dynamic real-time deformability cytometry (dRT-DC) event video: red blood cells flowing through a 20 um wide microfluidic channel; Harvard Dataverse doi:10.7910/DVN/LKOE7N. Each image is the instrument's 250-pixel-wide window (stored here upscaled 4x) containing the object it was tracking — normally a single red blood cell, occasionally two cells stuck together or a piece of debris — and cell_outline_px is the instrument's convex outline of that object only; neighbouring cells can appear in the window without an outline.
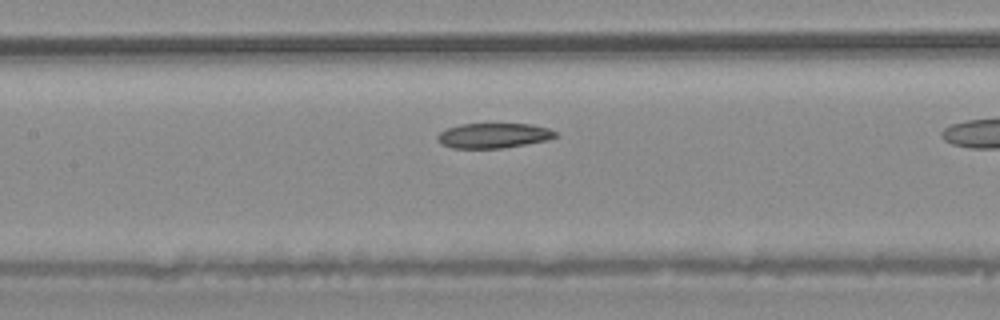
{"species": "common noctule bat (a hibernating species)", "species_latin": "Nyctalus noctula", "temperature_condition": "warm", "stored_images_in_passage": 20, "camera_frame_rate_fps": 3000, "um_per_image_px": 0.085, "animal": {"sex": "male", "body_mass_g": 20.4}, "frame": {"image": 1, "passage_image": 6, "time_ms": 1.667, "image_size_px": [1000, 320], "cell_outline_px": [[556, 136], [548, 140], [504, 148], [452, 148], [440, 144], [436, 140], [436, 136], [440, 132], [448, 128], [460, 124], [532, 124], [548, 128], [556, 132]], "centroid_in_image_um": [41.92, 11.53], "position_along_channel_um": 165.5, "area_um2": 17.22}}
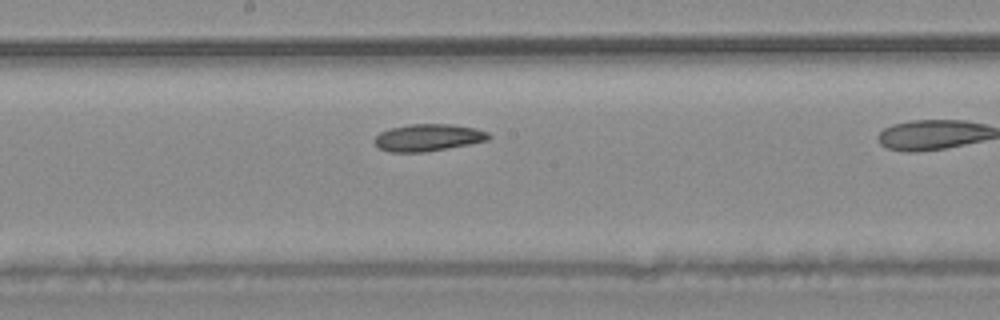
{"frame": {"image": 2, "passage_image": 9, "time_ms": 2.667, "image_size_px": [1000, 320], "cell_outline_px": [[492, 136], [488, 140], [448, 148], [424, 152], [388, 152], [380, 148], [376, 144], [376, 136], [380, 132], [392, 128], [408, 124], [448, 124], [476, 128], [488, 132]], "centroid_in_image_um": [36.41, 11.69], "position_along_channel_um": 211.8, "area_um2": 17.86}}